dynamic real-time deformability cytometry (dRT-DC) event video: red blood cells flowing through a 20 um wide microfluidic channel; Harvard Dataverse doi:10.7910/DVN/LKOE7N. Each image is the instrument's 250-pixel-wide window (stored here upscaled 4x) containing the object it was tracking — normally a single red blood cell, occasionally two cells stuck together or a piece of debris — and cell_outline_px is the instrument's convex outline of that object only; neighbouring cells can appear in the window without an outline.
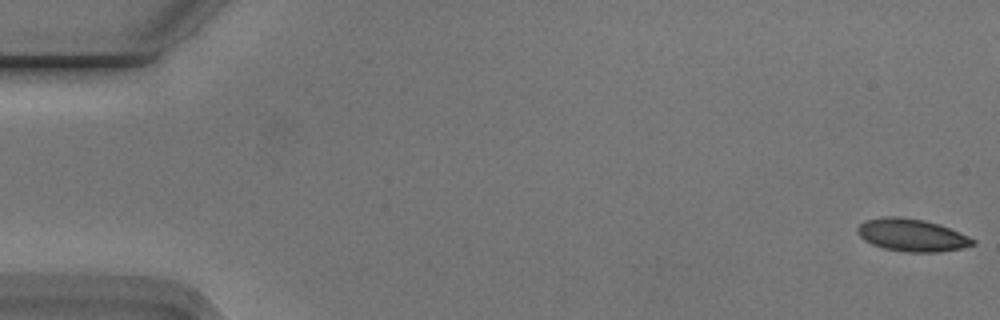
{"species": "Egyptian fruit bat (a non-hibernating species)", "species_latin": "Rousettus aegyptiacus", "temperature_condition": "cold", "stored_images_in_passage": 49, "camera_frame_rate_fps": 3000, "um_per_image_px": 0.085, "animal": {"sex": "male"}, "frame": {"image": 1, "passage_image": 1, "time_ms": 0.0, "image_size_px": [1000, 320], "cell_outline_px": [[976, 244], [960, 248], [940, 252], [904, 252], [884, 248], [872, 244], [864, 240], [856, 232], [856, 228], [864, 220], [884, 216], [900, 216], [924, 220], [940, 224], [968, 236], [976, 240]], "centroid_in_image_um": [77.49, 19.97], "position_along_channel_um": 7.5, "area_um2": 22.02}}
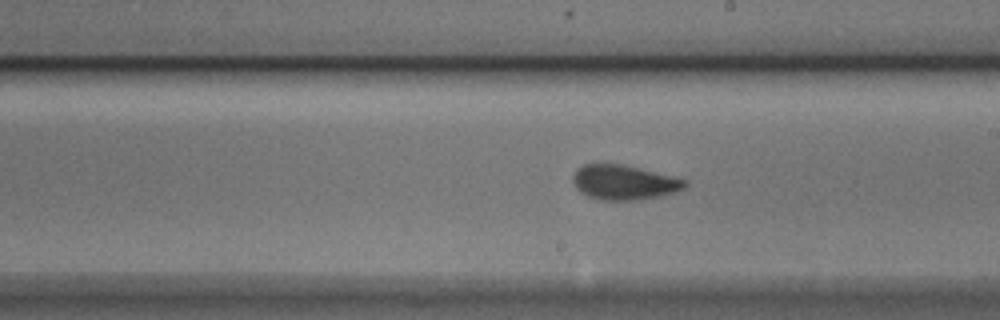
{"frame": {"image": 2, "passage_image": 31, "time_ms": 10.0, "image_size_px": [1000, 320], "cell_outline_px": [[688, 184], [684, 188], [676, 192], [660, 196], [636, 200], [600, 200], [588, 196], [580, 192], [576, 188], [572, 180], [572, 176], [576, 168], [584, 164], [620, 164], [688, 180]], "centroid_in_image_um": [53.01, 15.51], "position_along_channel_um": 236.0, "area_um2": 22.6}}
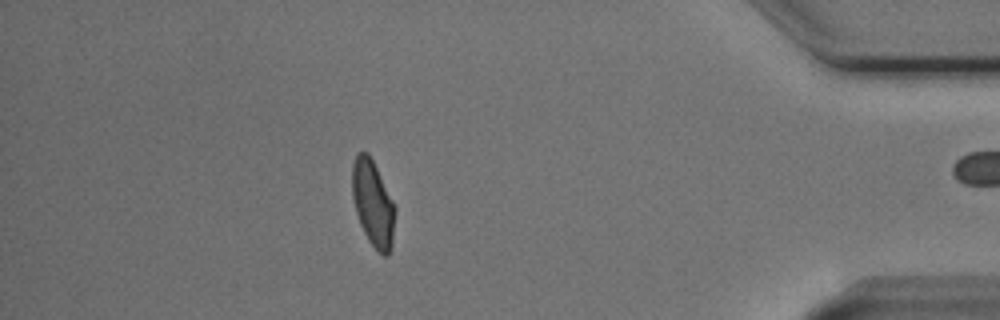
{"frame": {"image": 3, "passage_image": 48, "time_ms": 15.667, "image_size_px": [1000, 320], "cell_outline_px": [[396, 212], [392, 248], [388, 256], [384, 256], [368, 240], [360, 224], [356, 212], [352, 196], [352, 164], [356, 152], [368, 152], [396, 208]], "centroid_in_image_um": [31.7, 17.3], "position_along_channel_um": 403.5, "area_um2": 21.44}}